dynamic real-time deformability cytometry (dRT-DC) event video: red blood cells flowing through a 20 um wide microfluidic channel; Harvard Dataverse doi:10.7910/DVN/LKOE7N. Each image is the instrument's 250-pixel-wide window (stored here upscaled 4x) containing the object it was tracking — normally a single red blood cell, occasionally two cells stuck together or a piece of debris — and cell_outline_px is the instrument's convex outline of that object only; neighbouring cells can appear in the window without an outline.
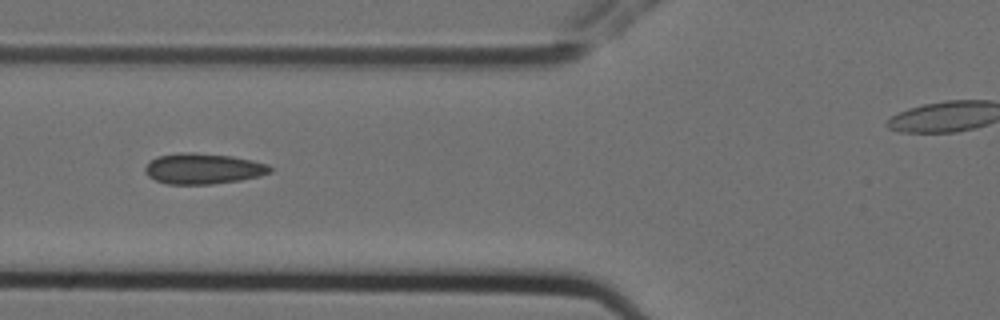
{"species": "Egyptian fruit bat (a non-hibernating species)", "species_latin": "Rousettus aegyptiacus", "temperature_condition": "cold", "stored_images_in_passage": 7, "camera_frame_rate_fps": 3000, "um_per_image_px": 0.085, "animal": {"sex": "female"}, "frame": {"image": 1, "passage_image": 4, "time_ms": 1.0, "image_size_px": [1000, 320], "cell_outline_px": [[272, 172], [260, 176], [240, 180], [212, 184], [168, 184], [156, 180], [148, 176], [144, 172], [144, 168], [148, 160], [156, 156], [176, 152], [192, 152], [232, 156], [252, 160], [268, 164], [272, 168]], "centroid_in_image_um": [17.23, 14.32], "position_along_channel_um": 108.6, "area_um2": 22.66}}
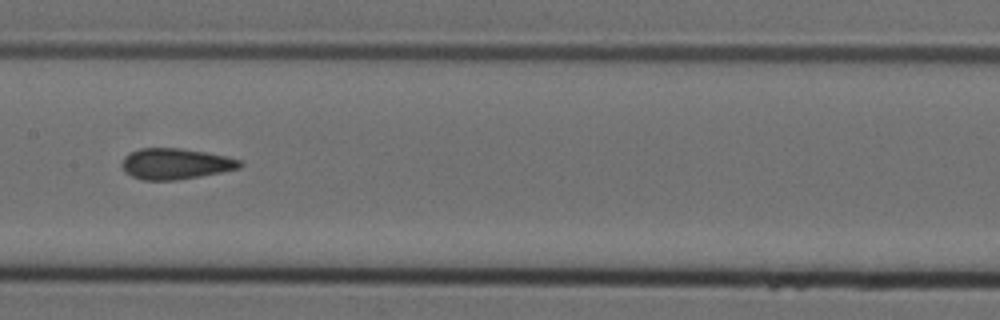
{"frame": {"image": 2, "passage_image": 6, "time_ms": 1.667, "image_size_px": [1000, 320], "cell_outline_px": [[244, 164], [240, 168], [200, 176], [176, 180], [144, 180], [132, 176], [124, 172], [120, 164], [124, 156], [128, 152], [140, 148], [176, 148], [204, 152], [224, 156], [240, 160]], "centroid_in_image_um": [14.86, 13.92], "position_along_channel_um": 192.5, "area_um2": 21.21}}
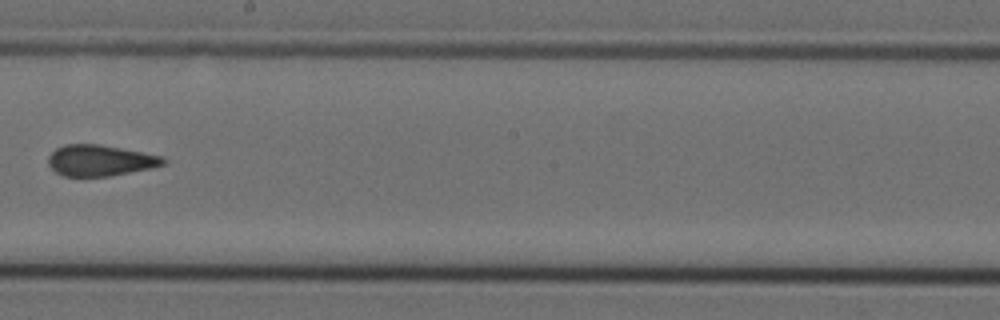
{"frame": {"image": 3, "passage_image": 7, "time_ms": 2.0, "image_size_px": [1000, 320], "cell_outline_px": [[168, 160], [164, 164], [148, 168], [108, 176], [64, 176], [56, 172], [48, 164], [48, 156], [56, 148], [64, 144], [100, 144], [164, 156]], "centroid_in_image_um": [8.5, 13.62], "position_along_channel_um": 239.7, "area_um2": 20.69}}